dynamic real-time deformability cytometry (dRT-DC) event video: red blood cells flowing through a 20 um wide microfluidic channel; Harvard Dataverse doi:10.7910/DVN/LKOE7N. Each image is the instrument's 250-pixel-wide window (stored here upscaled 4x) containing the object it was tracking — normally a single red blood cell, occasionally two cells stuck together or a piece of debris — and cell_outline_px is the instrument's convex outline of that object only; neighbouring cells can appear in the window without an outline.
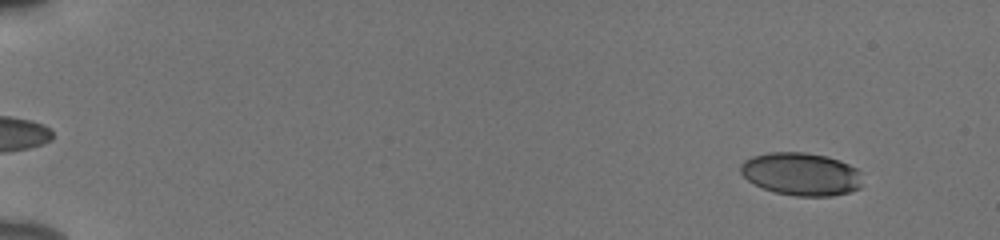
{"species": "human", "species_latin": "Homo sapiens", "temperature_condition": "cold", "stored_images_in_passage": 55, "camera_frame_rate_fps": 3000, "um_per_image_px": 0.085, "donor": {"sex": "male"}, "frame": {"image": 1, "passage_image": 5, "time_ms": 1.333, "image_size_px": [1000, 240], "cell_outline_px": [[860, 188], [848, 192], [832, 196], [796, 196], [776, 192], [764, 188], [748, 180], [740, 172], [740, 164], [744, 160], [752, 156], [768, 152], [804, 152], [828, 156], [840, 160], [856, 168], [860, 172]], "centroid_in_image_um": [68.09, 14.78], "position_along_channel_um": 16.9, "area_um2": 30.4}}
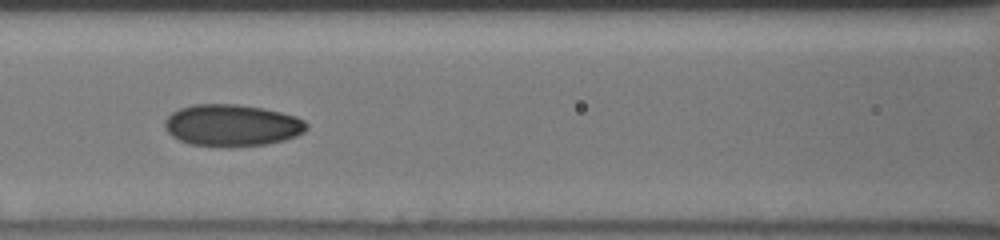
{"frame": {"image": 2, "passage_image": 27, "time_ms": 8.667, "image_size_px": [1000, 240], "cell_outline_px": [[308, 128], [304, 132], [296, 136], [284, 140], [268, 144], [224, 148], [188, 144], [172, 136], [164, 128], [164, 120], [172, 112], [180, 108], [192, 104], [236, 104], [264, 108], [296, 116], [304, 120], [308, 124]], "centroid_in_image_um": [19.71, 10.66], "position_along_channel_um": 146.9, "area_um2": 35.08}}
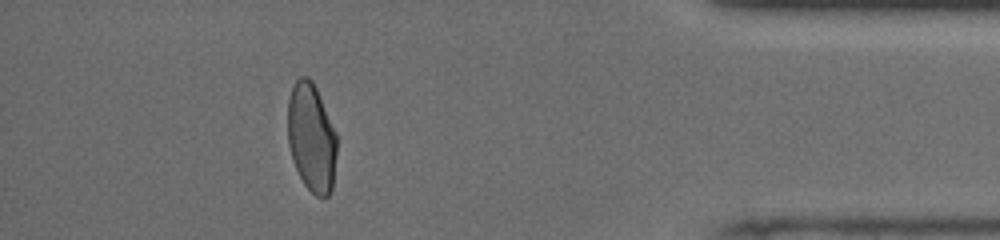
{"frame": {"image": 3, "passage_image": 50, "time_ms": 16.333, "image_size_px": [1000, 240], "cell_outline_px": [[336, 152], [332, 188], [328, 196], [316, 196], [304, 184], [292, 160], [288, 144], [288, 100], [292, 88], [296, 80], [300, 76], [308, 76], [312, 80], [316, 88], [336, 132]], "centroid_in_image_um": [26.46, 11.68], "position_along_channel_um": 408.7, "area_um2": 30.87}, "authors_computed_cell_mechanics": {"area_um2": 32.4836, "velocity_mm_per_s": 3.8744, "shape_relaxation_time_tau1_ms": 7.2904, "shape_relaxation_time_tau2_ms": 1.4636, "deformation_change_tau1": 0.1682, "deformation_change_tau2": 0.0499}}